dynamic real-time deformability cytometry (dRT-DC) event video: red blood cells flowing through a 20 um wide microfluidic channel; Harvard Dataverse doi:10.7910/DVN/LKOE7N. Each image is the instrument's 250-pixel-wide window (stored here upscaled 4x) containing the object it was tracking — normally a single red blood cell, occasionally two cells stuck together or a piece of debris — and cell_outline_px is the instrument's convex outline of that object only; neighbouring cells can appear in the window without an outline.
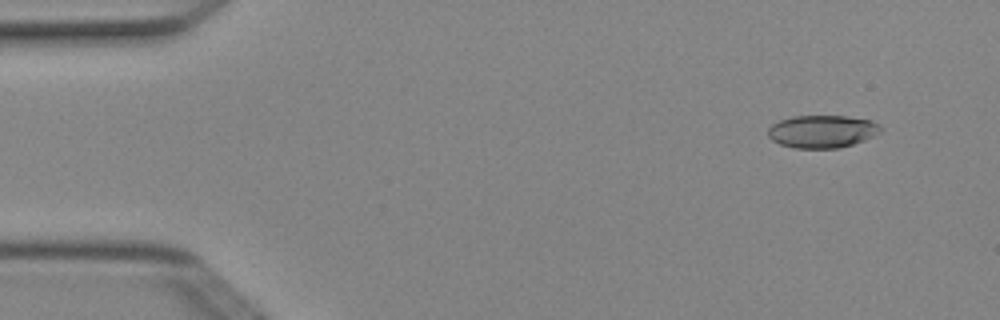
{"species": "Egyptian fruit bat (a non-hibernating species)", "species_latin": "Rousettus aegyptiacus", "temperature_condition": "cold", "stored_images_in_passage": 3, "camera_frame_rate_fps": 3000, "um_per_image_px": 0.085, "animal": {"sex": "female"}, "frame": {"image": 1, "passage_image": 1, "time_ms": 0.0, "image_size_px": [1000, 320], "cell_outline_px": [[884, 128], [880, 132], [864, 140], [840, 148], [796, 148], [780, 144], [772, 140], [768, 136], [768, 128], [772, 124], [780, 120], [792, 116], [848, 116], [872, 120], [880, 124]], "centroid_in_image_um": [69.9, 11.16], "position_along_channel_um": 15.1, "area_um2": 21.56}}
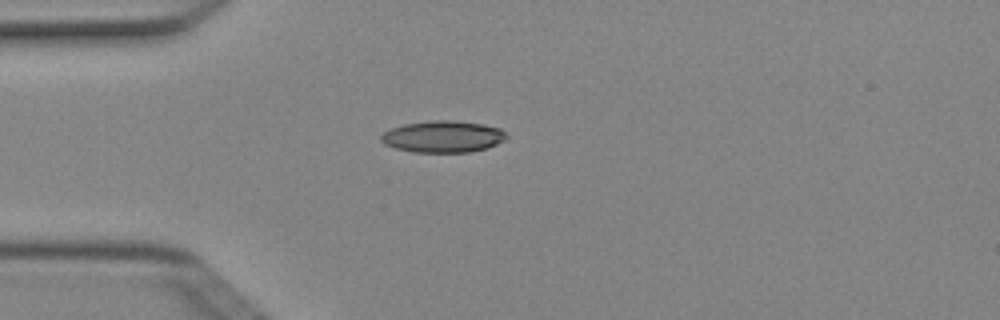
{"frame": {"image": 2, "passage_image": 3, "time_ms": 0.667, "image_size_px": [1000, 320], "cell_outline_px": [[508, 136], [504, 140], [488, 148], [468, 152], [412, 152], [396, 148], [384, 144], [380, 140], [380, 136], [384, 132], [392, 128], [404, 124], [432, 120], [452, 120], [480, 124], [500, 128]], "centroid_in_image_um": [37.64, 11.61], "position_along_channel_um": 47.4, "area_um2": 23.06}}